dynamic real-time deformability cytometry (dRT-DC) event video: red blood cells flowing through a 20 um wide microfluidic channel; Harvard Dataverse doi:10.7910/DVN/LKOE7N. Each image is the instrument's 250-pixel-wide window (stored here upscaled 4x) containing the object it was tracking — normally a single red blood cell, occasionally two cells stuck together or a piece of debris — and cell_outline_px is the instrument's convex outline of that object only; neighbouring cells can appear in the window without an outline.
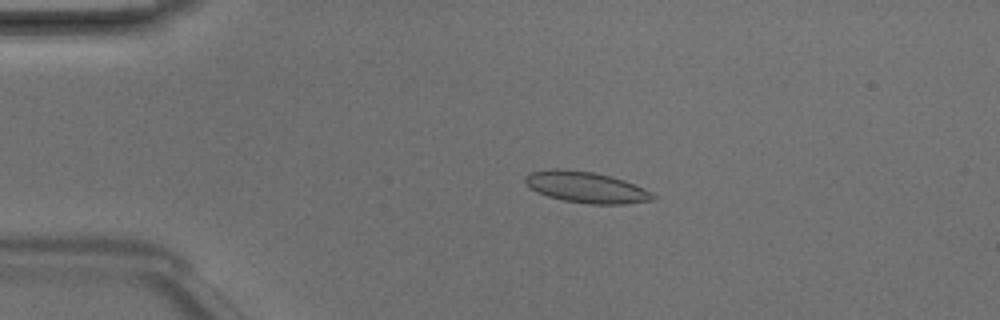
{"species": "Egyptian fruit bat (a non-hibernating species)", "species_latin": "Rousettus aegyptiacus", "temperature_condition": "room temperature", "stored_images_in_passage": 44, "camera_frame_rate_fps": 3000, "um_per_image_px": 0.085, "animal": {"sex": "male"}, "frame": {"image": 1, "passage_image": 6, "time_ms": 1.667, "image_size_px": [1000, 320], "cell_outline_px": [[656, 196], [652, 200], [624, 204], [588, 204], [564, 200], [548, 196], [536, 192], [528, 188], [524, 184], [524, 176], [532, 172], [552, 168], [560, 168], [592, 172], [612, 176], [624, 180], [644, 188], [652, 192]], "centroid_in_image_um": [49.78, 15.91], "position_along_channel_um": 35.2, "area_um2": 23.35}}
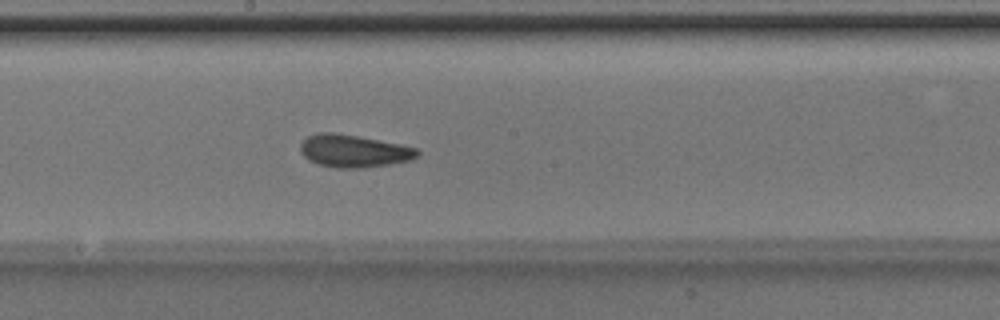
{"frame": {"image": 2, "passage_image": 22, "time_ms": 7.0, "image_size_px": [1000, 320], "cell_outline_px": [[420, 156], [412, 160], [364, 168], [336, 168], [320, 164], [308, 160], [300, 152], [300, 144], [308, 136], [316, 132], [336, 132], [400, 144], [416, 148], [420, 152]], "centroid_in_image_um": [30.07, 12.83], "position_along_channel_um": 218.1, "area_um2": 22.31}}
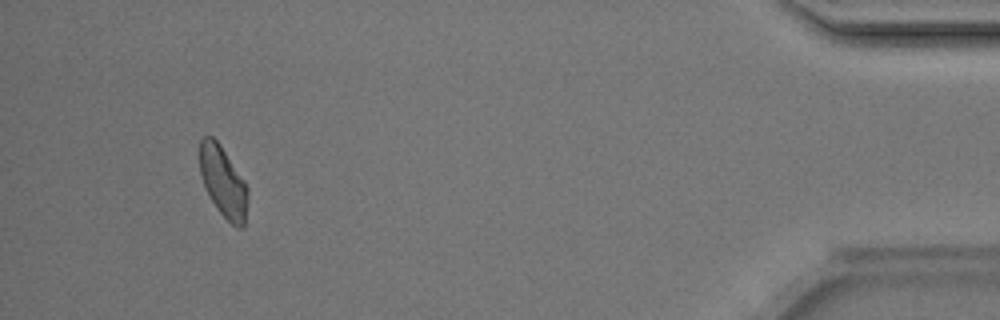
{"frame": {"image": 3, "passage_image": 41, "time_ms": 13.333, "image_size_px": [1000, 320], "cell_outline_px": [[248, 196], [244, 224], [240, 228], [232, 224], [216, 208], [208, 196], [200, 176], [200, 140], [204, 136], [212, 136], [220, 144], [244, 180], [248, 188]], "centroid_in_image_um": [18.95, 15.44], "position_along_channel_um": 416.2, "area_um2": 19.71}, "authors_computed_cell_mechanics": {"area_um2": 21.1548, "velocity_mm_per_s": 4.2049, "shape_relaxation_time_tau1_ms": 3.863, "shape_relaxation_time_tau2_ms": 1.5649, "deformation_change_tau1": 0.0974, "deformation_change_tau2": 0.0716}}